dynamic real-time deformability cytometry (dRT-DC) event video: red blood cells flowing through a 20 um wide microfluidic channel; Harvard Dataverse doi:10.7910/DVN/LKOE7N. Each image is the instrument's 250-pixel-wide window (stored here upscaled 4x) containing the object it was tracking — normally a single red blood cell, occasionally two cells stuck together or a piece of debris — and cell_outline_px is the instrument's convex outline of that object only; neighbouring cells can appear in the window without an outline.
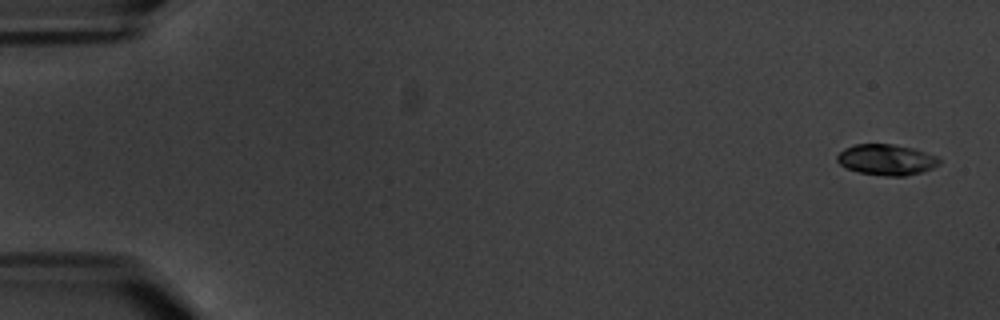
{"species": "common noctule bat (a hibernating species)", "species_latin": "Nyctalus noctula", "temperature_condition": "warm", "stored_images_in_passage": 8, "camera_frame_rate_fps": 3000, "um_per_image_px": 0.085, "animal": {"sex": "male", "body_mass_g": 20.1, "forearm_length_mm": 53.5}, "frame": {"image": 1, "passage_image": 1, "time_ms": 0.0, "image_size_px": [1000, 320], "cell_outline_px": [[940, 164], [932, 168], [920, 172], [904, 176], [884, 176], [860, 172], [848, 168], [840, 164], [836, 160], [836, 156], [844, 148], [856, 144], [892, 144], [912, 148], [936, 156], [940, 160]], "centroid_in_image_um": [75.33, 13.57], "position_along_channel_um": 9.7, "area_um2": 18.15}}
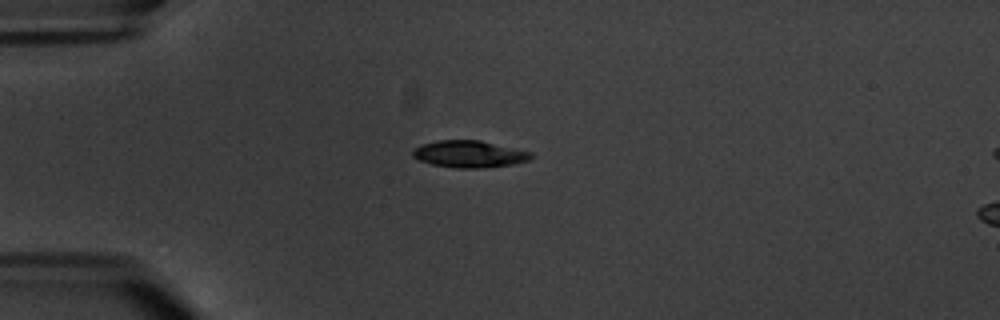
{"frame": {"image": 2, "passage_image": 5, "time_ms": 4.667, "image_size_px": [1000, 320], "cell_outline_px": [[532, 156], [528, 160], [512, 164], [476, 168], [456, 168], [432, 164], [420, 160], [412, 156], [412, 148], [424, 144], [440, 140], [480, 140], [532, 152]], "centroid_in_image_um": [39.86, 13.09], "position_along_channel_um": 45.1, "area_um2": 18.32}}